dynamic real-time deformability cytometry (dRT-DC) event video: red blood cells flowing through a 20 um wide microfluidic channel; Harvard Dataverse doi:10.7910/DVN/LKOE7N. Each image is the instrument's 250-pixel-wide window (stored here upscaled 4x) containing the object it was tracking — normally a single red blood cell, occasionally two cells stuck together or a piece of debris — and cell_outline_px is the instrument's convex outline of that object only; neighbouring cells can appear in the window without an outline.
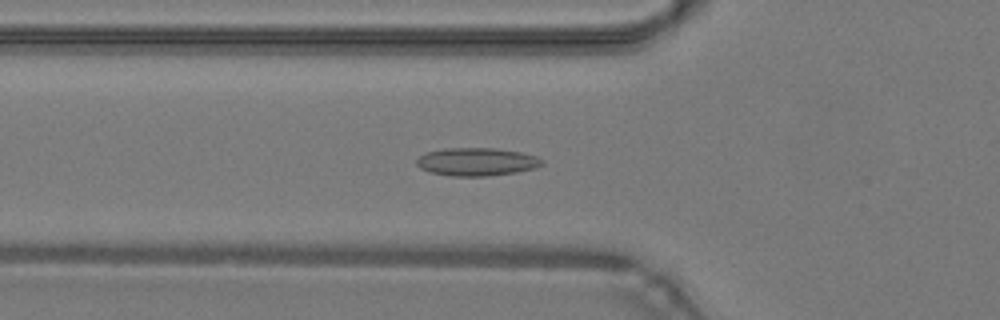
{"species": "common noctule bat (a hibernating species)", "species_latin": "Nyctalus noctula", "temperature_condition": "warm", "stored_images_in_passage": 48, "camera_frame_rate_fps": 3000, "um_per_image_px": 0.085, "animal": {"sex": "male", "body_mass_g": 19.2, "forearm_length_mm": 51.8}, "frame": {"image": 1, "passage_image": 17, "time_ms": 5.333, "image_size_px": [1000, 320], "cell_outline_px": [[544, 164], [536, 168], [516, 172], [488, 176], [452, 176], [432, 172], [420, 168], [416, 164], [416, 160], [420, 156], [428, 152], [444, 148], [492, 148], [520, 152], [536, 156], [544, 160]], "centroid_in_image_um": [40.55, 13.75], "position_along_channel_um": 85.3, "area_um2": 20.4}}
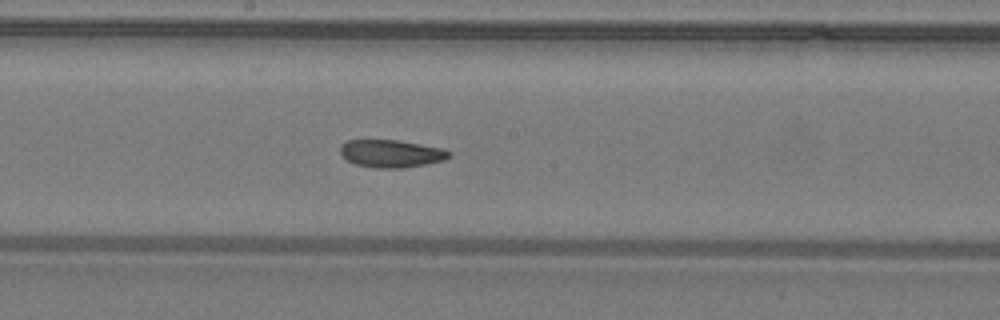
{"frame": {"image": 2, "passage_image": 26, "time_ms": 8.333, "image_size_px": [1000, 320], "cell_outline_px": [[452, 156], [444, 160], [404, 168], [376, 168], [356, 164], [348, 160], [340, 152], [340, 144], [348, 140], [396, 140], [444, 148], [452, 152]], "centroid_in_image_um": [33.28, 13.05], "position_along_channel_um": 214.9, "area_um2": 17.51}}
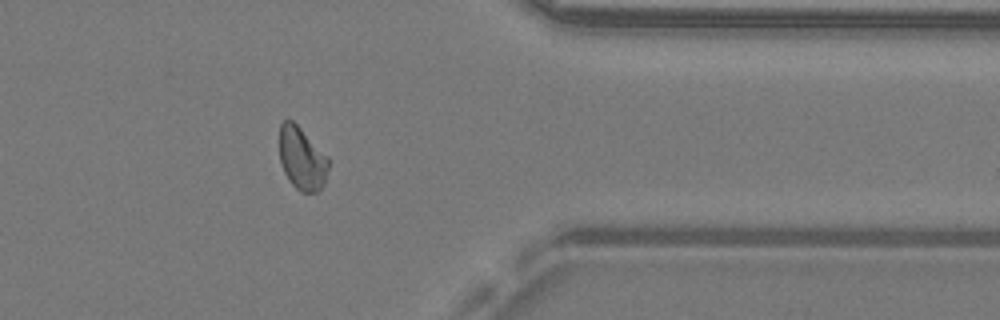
{"frame": {"image": 3, "passage_image": 39, "time_ms": 12.667, "image_size_px": [1000, 320], "cell_outline_px": [[328, 168], [324, 184], [316, 192], [300, 192], [288, 180], [284, 172], [280, 160], [280, 124], [284, 120], [292, 120], [328, 156]], "centroid_in_image_um": [25.66, 13.49], "position_along_channel_um": 385.7, "area_um2": 17.8}, "authors_computed_cell_mechanics": {"area_um2": 18.6405, "velocity_mm_per_s": 4.2887, "shape_relaxation_time_tau1_ms": null, "shape_relaxation_time_tau2_ms": 2.0018, "deformation_change_tau1": null, "deformation_change_tau2": 0.0708}}